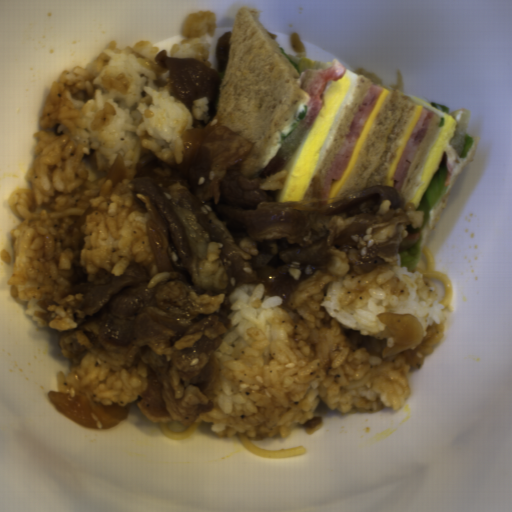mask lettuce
I'll use <instances>...</instances> for the list:
<instances>
[{
  "mask_svg": "<svg viewBox=\"0 0 512 512\" xmlns=\"http://www.w3.org/2000/svg\"><path fill=\"white\" fill-rule=\"evenodd\" d=\"M429 104H431L432 106H434L435 108L439 109L440 111H442L443 113H445L446 115L449 116V111H450L449 107L439 104L434 101L429 102Z\"/></svg>",
  "mask_w": 512,
  "mask_h": 512,
  "instance_id": "lettuce-6",
  "label": "lettuce"
},
{
  "mask_svg": "<svg viewBox=\"0 0 512 512\" xmlns=\"http://www.w3.org/2000/svg\"><path fill=\"white\" fill-rule=\"evenodd\" d=\"M308 108H309V105L304 104L303 110L299 112L296 120L290 126L287 134H282V136H281L282 141L286 140L289 136H291L294 133V131L296 130L299 123L306 118V115L308 113Z\"/></svg>",
  "mask_w": 512,
  "mask_h": 512,
  "instance_id": "lettuce-3",
  "label": "lettuce"
},
{
  "mask_svg": "<svg viewBox=\"0 0 512 512\" xmlns=\"http://www.w3.org/2000/svg\"><path fill=\"white\" fill-rule=\"evenodd\" d=\"M280 49V51L283 53V55L287 58V60L291 63V65L294 67V69L296 71H299L301 70L299 64H297L296 62H294L290 57L289 55L285 52L284 48L283 47H278Z\"/></svg>",
  "mask_w": 512,
  "mask_h": 512,
  "instance_id": "lettuce-5",
  "label": "lettuce"
},
{
  "mask_svg": "<svg viewBox=\"0 0 512 512\" xmlns=\"http://www.w3.org/2000/svg\"><path fill=\"white\" fill-rule=\"evenodd\" d=\"M423 235L420 233V239L408 250L404 251L400 256L403 267H406L409 272L415 270L421 257V243Z\"/></svg>",
  "mask_w": 512,
  "mask_h": 512,
  "instance_id": "lettuce-2",
  "label": "lettuce"
},
{
  "mask_svg": "<svg viewBox=\"0 0 512 512\" xmlns=\"http://www.w3.org/2000/svg\"><path fill=\"white\" fill-rule=\"evenodd\" d=\"M474 141H475V138L472 137L471 135H469L468 133L466 134L465 136V142H464V147H463V150L461 152V155H460V159H464L465 157L468 156L473 144H474Z\"/></svg>",
  "mask_w": 512,
  "mask_h": 512,
  "instance_id": "lettuce-4",
  "label": "lettuce"
},
{
  "mask_svg": "<svg viewBox=\"0 0 512 512\" xmlns=\"http://www.w3.org/2000/svg\"><path fill=\"white\" fill-rule=\"evenodd\" d=\"M447 174L444 165L438 166L416 210L424 212V222L420 228H424L429 221L431 211L440 203L448 193L446 185Z\"/></svg>",
  "mask_w": 512,
  "mask_h": 512,
  "instance_id": "lettuce-1",
  "label": "lettuce"
}]
</instances>
